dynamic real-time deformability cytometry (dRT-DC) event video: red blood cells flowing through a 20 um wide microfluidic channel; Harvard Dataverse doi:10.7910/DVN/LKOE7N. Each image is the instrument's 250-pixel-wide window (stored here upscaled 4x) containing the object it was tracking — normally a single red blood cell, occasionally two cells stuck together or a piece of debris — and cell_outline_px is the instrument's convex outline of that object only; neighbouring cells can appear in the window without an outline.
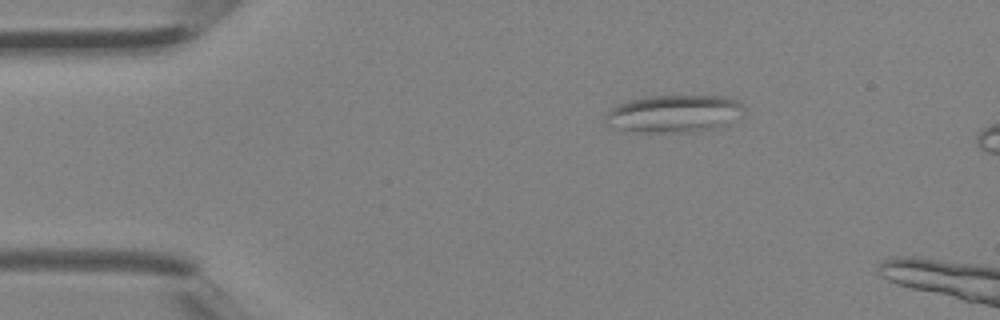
{"species": "Egyptian fruit bat (a non-hibernating species)", "species_latin": "Rousettus aegyptiacus", "temperature_condition": "room temperature", "stored_images_in_passage": 4, "camera_frame_rate_fps": 3000, "um_per_image_px": 0.085, "animal": {"sex": "female"}, "frame": {"image": 1, "passage_image": 4, "time_ms": 1.0, "image_size_px": [1000, 320], "cell_outline_px": [[744, 108], [716, 128], [692, 132], [656, 132], [616, 128], [608, 124], [604, 120], [604, 116], [616, 104], [628, 100], [644, 96], [724, 96], [736, 100], [744, 104]], "centroid_in_image_um": [57.2, 9.63], "position_along_channel_um": 27.8, "area_um2": 29.54}}